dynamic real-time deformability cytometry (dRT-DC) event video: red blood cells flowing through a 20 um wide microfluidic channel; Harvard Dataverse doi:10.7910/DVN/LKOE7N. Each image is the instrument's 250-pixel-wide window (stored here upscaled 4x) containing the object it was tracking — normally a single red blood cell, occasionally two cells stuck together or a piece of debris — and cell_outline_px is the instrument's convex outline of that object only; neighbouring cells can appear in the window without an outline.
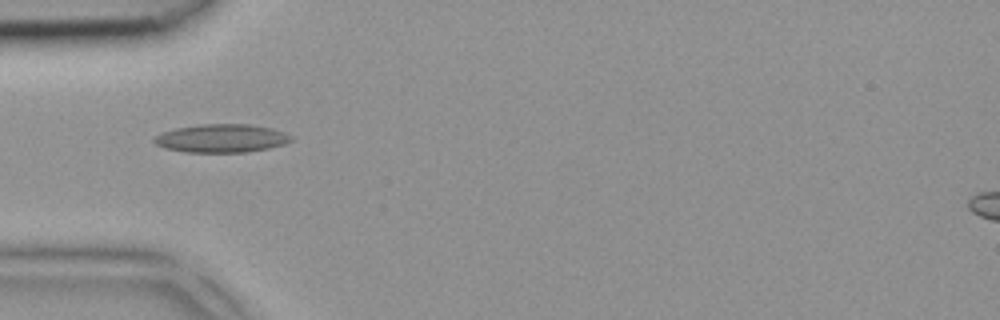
{"species": "common noctule bat (a hibernating species)", "species_latin": "Nyctalus noctula", "temperature_condition": "room temperature", "stored_images_in_passage": 4, "camera_frame_rate_fps": 3000, "um_per_image_px": 0.085, "animal": {"sex": "female", "body_mass_g": 18.4}, "frame": {"image": 1, "passage_image": 4, "time_ms": 1.0, "image_size_px": [1000, 320], "cell_outline_px": [[292, 140], [284, 144], [268, 148], [248, 152], [188, 152], [164, 148], [156, 144], [152, 140], [156, 136], [164, 132], [176, 128], [204, 124], [248, 124], [272, 128], [284, 132], [292, 136]], "centroid_in_image_um": [18.85, 11.76], "position_along_channel_um": 66.2, "area_um2": 22.43}}